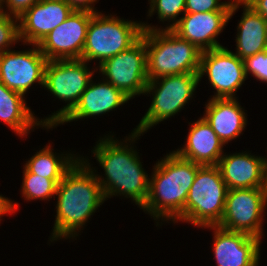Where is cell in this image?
I'll return each instance as SVG.
<instances>
[{
	"label": "cell",
	"mask_w": 267,
	"mask_h": 266,
	"mask_svg": "<svg viewBox=\"0 0 267 266\" xmlns=\"http://www.w3.org/2000/svg\"><path fill=\"white\" fill-rule=\"evenodd\" d=\"M111 133L110 131L103 137H99L100 139L91 150L104 174H98L87 157L84 158L82 155L81 158L97 173L96 177L106 201L112 196H122L125 199L129 198L141 209L147 200L150 183V175L143 168V162L135 145L143 134L132 131L123 140H119Z\"/></svg>",
	"instance_id": "obj_1"
},
{
	"label": "cell",
	"mask_w": 267,
	"mask_h": 266,
	"mask_svg": "<svg viewBox=\"0 0 267 266\" xmlns=\"http://www.w3.org/2000/svg\"><path fill=\"white\" fill-rule=\"evenodd\" d=\"M55 221L49 242L77 239L98 208L106 201L96 173L80 157L57 184Z\"/></svg>",
	"instance_id": "obj_2"
},
{
	"label": "cell",
	"mask_w": 267,
	"mask_h": 266,
	"mask_svg": "<svg viewBox=\"0 0 267 266\" xmlns=\"http://www.w3.org/2000/svg\"><path fill=\"white\" fill-rule=\"evenodd\" d=\"M199 166L174 151L152 166L149 193L141 210L154 219L156 227L172 223L183 212Z\"/></svg>",
	"instance_id": "obj_3"
},
{
	"label": "cell",
	"mask_w": 267,
	"mask_h": 266,
	"mask_svg": "<svg viewBox=\"0 0 267 266\" xmlns=\"http://www.w3.org/2000/svg\"><path fill=\"white\" fill-rule=\"evenodd\" d=\"M142 22L147 52V77L199 73L201 50L171 29Z\"/></svg>",
	"instance_id": "obj_4"
},
{
	"label": "cell",
	"mask_w": 267,
	"mask_h": 266,
	"mask_svg": "<svg viewBox=\"0 0 267 266\" xmlns=\"http://www.w3.org/2000/svg\"><path fill=\"white\" fill-rule=\"evenodd\" d=\"M228 190L217 165H200L185 208L172 223H190L202 229L217 226L224 214Z\"/></svg>",
	"instance_id": "obj_5"
},
{
	"label": "cell",
	"mask_w": 267,
	"mask_h": 266,
	"mask_svg": "<svg viewBox=\"0 0 267 266\" xmlns=\"http://www.w3.org/2000/svg\"><path fill=\"white\" fill-rule=\"evenodd\" d=\"M199 83L198 73L167 75L149 80L144 95H152L151 104L132 131L146 134L152 127L180 113L194 99Z\"/></svg>",
	"instance_id": "obj_6"
},
{
	"label": "cell",
	"mask_w": 267,
	"mask_h": 266,
	"mask_svg": "<svg viewBox=\"0 0 267 266\" xmlns=\"http://www.w3.org/2000/svg\"><path fill=\"white\" fill-rule=\"evenodd\" d=\"M142 21H133L110 15L94 13L87 29L81 60L91 63L111 58L127 50L142 35Z\"/></svg>",
	"instance_id": "obj_7"
},
{
	"label": "cell",
	"mask_w": 267,
	"mask_h": 266,
	"mask_svg": "<svg viewBox=\"0 0 267 266\" xmlns=\"http://www.w3.org/2000/svg\"><path fill=\"white\" fill-rule=\"evenodd\" d=\"M88 65L91 64L81 59L47 61L44 89L66 104L46 118H41V123L45 127H57L77 105L96 72L95 67L92 68L94 70H90Z\"/></svg>",
	"instance_id": "obj_8"
},
{
	"label": "cell",
	"mask_w": 267,
	"mask_h": 266,
	"mask_svg": "<svg viewBox=\"0 0 267 266\" xmlns=\"http://www.w3.org/2000/svg\"><path fill=\"white\" fill-rule=\"evenodd\" d=\"M96 73L122 90L131 99L144 95L148 83L147 52L144 30L141 37L127 50L95 66Z\"/></svg>",
	"instance_id": "obj_9"
},
{
	"label": "cell",
	"mask_w": 267,
	"mask_h": 266,
	"mask_svg": "<svg viewBox=\"0 0 267 266\" xmlns=\"http://www.w3.org/2000/svg\"><path fill=\"white\" fill-rule=\"evenodd\" d=\"M266 209L267 188L228 190L224 214L217 226L262 240L265 236L263 223Z\"/></svg>",
	"instance_id": "obj_10"
},
{
	"label": "cell",
	"mask_w": 267,
	"mask_h": 266,
	"mask_svg": "<svg viewBox=\"0 0 267 266\" xmlns=\"http://www.w3.org/2000/svg\"><path fill=\"white\" fill-rule=\"evenodd\" d=\"M199 81L207 76L208 83L213 88L211 98H237L236 92L245 80L244 62L234 52L226 47L201 52Z\"/></svg>",
	"instance_id": "obj_11"
},
{
	"label": "cell",
	"mask_w": 267,
	"mask_h": 266,
	"mask_svg": "<svg viewBox=\"0 0 267 266\" xmlns=\"http://www.w3.org/2000/svg\"><path fill=\"white\" fill-rule=\"evenodd\" d=\"M29 45L28 50L5 51L0 54V81L8 88L26 95L33 84L44 88L47 58L38 45Z\"/></svg>",
	"instance_id": "obj_12"
},
{
	"label": "cell",
	"mask_w": 267,
	"mask_h": 266,
	"mask_svg": "<svg viewBox=\"0 0 267 266\" xmlns=\"http://www.w3.org/2000/svg\"><path fill=\"white\" fill-rule=\"evenodd\" d=\"M241 6L242 0H232L230 11L185 13L171 30L201 51L223 47L218 36Z\"/></svg>",
	"instance_id": "obj_13"
},
{
	"label": "cell",
	"mask_w": 267,
	"mask_h": 266,
	"mask_svg": "<svg viewBox=\"0 0 267 266\" xmlns=\"http://www.w3.org/2000/svg\"><path fill=\"white\" fill-rule=\"evenodd\" d=\"M93 14L88 11L73 10L64 22L38 44L48 61L81 59L88 25Z\"/></svg>",
	"instance_id": "obj_14"
},
{
	"label": "cell",
	"mask_w": 267,
	"mask_h": 266,
	"mask_svg": "<svg viewBox=\"0 0 267 266\" xmlns=\"http://www.w3.org/2000/svg\"><path fill=\"white\" fill-rule=\"evenodd\" d=\"M213 231V255L217 266H259L261 239L243 232L206 226Z\"/></svg>",
	"instance_id": "obj_15"
},
{
	"label": "cell",
	"mask_w": 267,
	"mask_h": 266,
	"mask_svg": "<svg viewBox=\"0 0 267 266\" xmlns=\"http://www.w3.org/2000/svg\"><path fill=\"white\" fill-rule=\"evenodd\" d=\"M72 12L73 9L67 2L40 0L18 18L20 42L38 45Z\"/></svg>",
	"instance_id": "obj_16"
},
{
	"label": "cell",
	"mask_w": 267,
	"mask_h": 266,
	"mask_svg": "<svg viewBox=\"0 0 267 266\" xmlns=\"http://www.w3.org/2000/svg\"><path fill=\"white\" fill-rule=\"evenodd\" d=\"M229 190L267 188V158L251 151L224 153L217 165Z\"/></svg>",
	"instance_id": "obj_17"
},
{
	"label": "cell",
	"mask_w": 267,
	"mask_h": 266,
	"mask_svg": "<svg viewBox=\"0 0 267 266\" xmlns=\"http://www.w3.org/2000/svg\"><path fill=\"white\" fill-rule=\"evenodd\" d=\"M93 79L92 77L74 109L57 126L80 119L103 116L131 100L122 90L115 88L103 78L98 83Z\"/></svg>",
	"instance_id": "obj_18"
},
{
	"label": "cell",
	"mask_w": 267,
	"mask_h": 266,
	"mask_svg": "<svg viewBox=\"0 0 267 266\" xmlns=\"http://www.w3.org/2000/svg\"><path fill=\"white\" fill-rule=\"evenodd\" d=\"M202 116L226 146L243 134L248 124L247 113L237 98H210Z\"/></svg>",
	"instance_id": "obj_19"
},
{
	"label": "cell",
	"mask_w": 267,
	"mask_h": 266,
	"mask_svg": "<svg viewBox=\"0 0 267 266\" xmlns=\"http://www.w3.org/2000/svg\"><path fill=\"white\" fill-rule=\"evenodd\" d=\"M189 132L182 147L173 150L183 159L200 165H218L224 144L203 117L189 122Z\"/></svg>",
	"instance_id": "obj_20"
},
{
	"label": "cell",
	"mask_w": 267,
	"mask_h": 266,
	"mask_svg": "<svg viewBox=\"0 0 267 266\" xmlns=\"http://www.w3.org/2000/svg\"><path fill=\"white\" fill-rule=\"evenodd\" d=\"M32 112L24 95L8 89L0 81V120L20 138H27L36 127L53 130V127H45Z\"/></svg>",
	"instance_id": "obj_21"
},
{
	"label": "cell",
	"mask_w": 267,
	"mask_h": 266,
	"mask_svg": "<svg viewBox=\"0 0 267 266\" xmlns=\"http://www.w3.org/2000/svg\"><path fill=\"white\" fill-rule=\"evenodd\" d=\"M243 13L237 25L235 54L242 60L267 50V20L242 0Z\"/></svg>",
	"instance_id": "obj_22"
},
{
	"label": "cell",
	"mask_w": 267,
	"mask_h": 266,
	"mask_svg": "<svg viewBox=\"0 0 267 266\" xmlns=\"http://www.w3.org/2000/svg\"><path fill=\"white\" fill-rule=\"evenodd\" d=\"M52 147V144L48 143L25 161L23 166L30 173L52 179L58 184L81 156L73 151L56 153Z\"/></svg>",
	"instance_id": "obj_23"
},
{
	"label": "cell",
	"mask_w": 267,
	"mask_h": 266,
	"mask_svg": "<svg viewBox=\"0 0 267 266\" xmlns=\"http://www.w3.org/2000/svg\"><path fill=\"white\" fill-rule=\"evenodd\" d=\"M23 176L21 185V197L28 201H50L51 198H55L57 184L52 180L39 176L37 174L30 173L23 166Z\"/></svg>",
	"instance_id": "obj_24"
},
{
	"label": "cell",
	"mask_w": 267,
	"mask_h": 266,
	"mask_svg": "<svg viewBox=\"0 0 267 266\" xmlns=\"http://www.w3.org/2000/svg\"><path fill=\"white\" fill-rule=\"evenodd\" d=\"M148 2L150 6L147 17L150 19L157 13L159 22H163V25L167 22L164 29H171L181 18L178 16L185 14L186 0H148Z\"/></svg>",
	"instance_id": "obj_25"
},
{
	"label": "cell",
	"mask_w": 267,
	"mask_h": 266,
	"mask_svg": "<svg viewBox=\"0 0 267 266\" xmlns=\"http://www.w3.org/2000/svg\"><path fill=\"white\" fill-rule=\"evenodd\" d=\"M19 42L18 18L0 11V54Z\"/></svg>",
	"instance_id": "obj_26"
},
{
	"label": "cell",
	"mask_w": 267,
	"mask_h": 266,
	"mask_svg": "<svg viewBox=\"0 0 267 266\" xmlns=\"http://www.w3.org/2000/svg\"><path fill=\"white\" fill-rule=\"evenodd\" d=\"M243 62L247 78L251 74L256 80L267 83V50L246 57Z\"/></svg>",
	"instance_id": "obj_27"
},
{
	"label": "cell",
	"mask_w": 267,
	"mask_h": 266,
	"mask_svg": "<svg viewBox=\"0 0 267 266\" xmlns=\"http://www.w3.org/2000/svg\"><path fill=\"white\" fill-rule=\"evenodd\" d=\"M232 0H186L185 13H205L211 11H230Z\"/></svg>",
	"instance_id": "obj_28"
},
{
	"label": "cell",
	"mask_w": 267,
	"mask_h": 266,
	"mask_svg": "<svg viewBox=\"0 0 267 266\" xmlns=\"http://www.w3.org/2000/svg\"><path fill=\"white\" fill-rule=\"evenodd\" d=\"M40 0H0V11L19 18Z\"/></svg>",
	"instance_id": "obj_29"
},
{
	"label": "cell",
	"mask_w": 267,
	"mask_h": 266,
	"mask_svg": "<svg viewBox=\"0 0 267 266\" xmlns=\"http://www.w3.org/2000/svg\"><path fill=\"white\" fill-rule=\"evenodd\" d=\"M99 0H66L73 10L88 11L91 13H99L94 7Z\"/></svg>",
	"instance_id": "obj_30"
},
{
	"label": "cell",
	"mask_w": 267,
	"mask_h": 266,
	"mask_svg": "<svg viewBox=\"0 0 267 266\" xmlns=\"http://www.w3.org/2000/svg\"><path fill=\"white\" fill-rule=\"evenodd\" d=\"M19 203L11 200L10 198L5 197L4 195L0 194V224L1 218L3 216H7L8 214L11 215L16 213L19 209Z\"/></svg>",
	"instance_id": "obj_31"
},
{
	"label": "cell",
	"mask_w": 267,
	"mask_h": 266,
	"mask_svg": "<svg viewBox=\"0 0 267 266\" xmlns=\"http://www.w3.org/2000/svg\"><path fill=\"white\" fill-rule=\"evenodd\" d=\"M244 1L267 20V0H244Z\"/></svg>",
	"instance_id": "obj_32"
},
{
	"label": "cell",
	"mask_w": 267,
	"mask_h": 266,
	"mask_svg": "<svg viewBox=\"0 0 267 266\" xmlns=\"http://www.w3.org/2000/svg\"><path fill=\"white\" fill-rule=\"evenodd\" d=\"M42 1H63V2H66V0H42Z\"/></svg>",
	"instance_id": "obj_33"
}]
</instances>
